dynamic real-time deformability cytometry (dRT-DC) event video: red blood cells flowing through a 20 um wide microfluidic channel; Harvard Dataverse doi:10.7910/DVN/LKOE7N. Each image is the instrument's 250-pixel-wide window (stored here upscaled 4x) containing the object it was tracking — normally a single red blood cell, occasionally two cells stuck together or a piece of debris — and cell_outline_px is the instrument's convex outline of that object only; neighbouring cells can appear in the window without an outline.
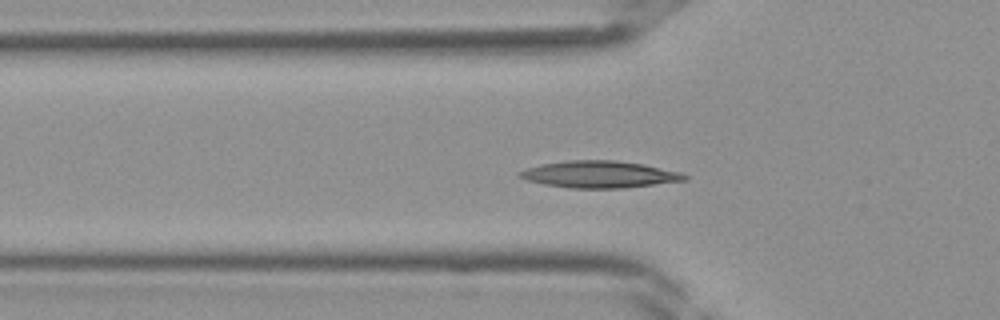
{"species": "Egyptian fruit bat (a non-hibernating species)", "species_latin": "Rousettus aegyptiacus", "temperature_condition": "room temperature", "stored_images_in_passage": 37, "segment_of_instrument_passage": [1, 2], "camera_frame_rate_fps": 3000, "um_per_image_px": 0.085, "frame": {"image": 1, "passage_image": 9, "time_ms": 2.667, "image_size_px": [1000, 320], "cell_outline_px": [[688, 180], [620, 188], [568, 188], [544, 184], [528, 180], [516, 176], [516, 172], [540, 164], [564, 160], [616, 160], [644, 164], [680, 172], [688, 176]], "centroid_in_image_um": [50.92, 14.81], "position_along_channel_um": 74.9, "area_um2": 25.89}}
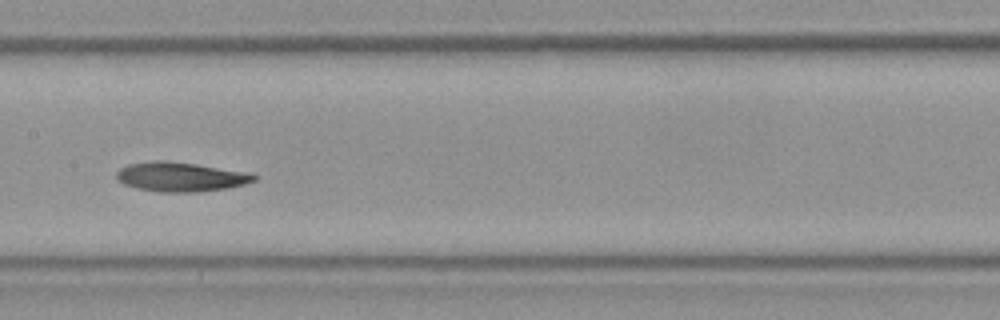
{"frame": {"image": 2, "passage_image": 16, "time_ms": 5.0, "image_size_px": [1000, 320], "cell_outline_px": [[256, 180], [244, 184], [228, 188], [196, 192], [160, 192], [136, 188], [124, 184], [116, 180], [116, 172], [120, 168], [128, 164], [152, 160], [168, 160], [252, 172], [256, 176]], "centroid_in_image_um": [15.35, 15.02], "position_along_channel_um": 192.1, "area_um2": 23.87}}
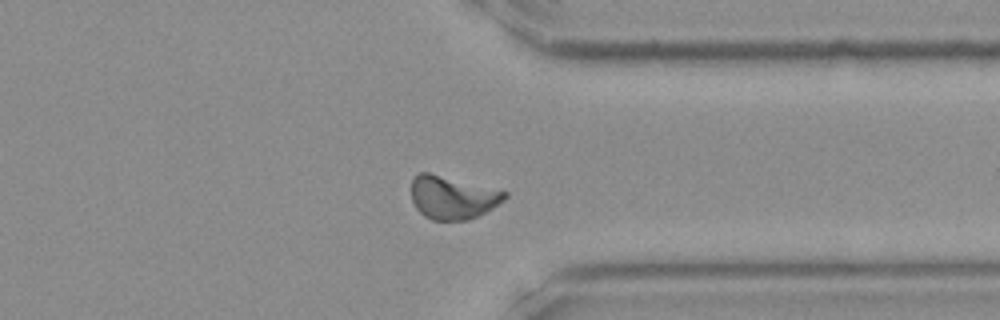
{"frame": {"image": 3, "passage_image": 27, "time_ms": 8.667, "image_size_px": [1000, 320], "cell_outline_px": [[508, 196], [504, 200], [492, 208], [468, 220], [432, 220], [424, 216], [416, 208], [412, 200], [412, 180], [420, 172], [428, 172], [508, 192]], "centroid_in_image_um": [38.45, 16.79], "position_along_channel_um": 372.9, "area_um2": 23.18}}